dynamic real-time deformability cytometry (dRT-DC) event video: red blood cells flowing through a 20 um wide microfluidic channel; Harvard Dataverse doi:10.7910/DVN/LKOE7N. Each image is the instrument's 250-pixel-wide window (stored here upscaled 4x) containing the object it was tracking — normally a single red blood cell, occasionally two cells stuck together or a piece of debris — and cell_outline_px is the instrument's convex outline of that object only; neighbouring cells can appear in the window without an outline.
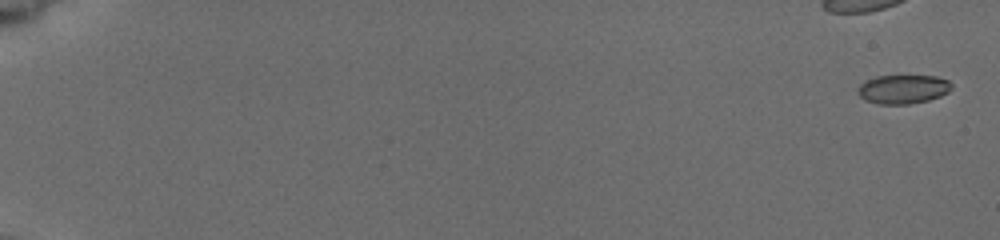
{"species": "common noctule bat (a hibernating species)", "species_latin": "Nyctalus noctula", "temperature_condition": "cold", "stored_images_in_passage": 8, "camera_frame_rate_fps": 3000, "um_per_image_px": 0.085, "animal": {"sex": "female", "body_mass_g": 19.5, "forearm_length_mm": 54.1}, "frame": {"image": 1, "passage_image": 1, "time_ms": 0.0, "image_size_px": [1000, 240], "cell_outline_px": [[952, 88], [948, 92], [940, 96], [928, 100], [908, 104], [880, 104], [864, 100], [860, 96], [856, 88], [860, 84], [876, 76], [936, 76], [948, 80], [952, 84]], "centroid_in_image_um": [76.76, 7.58], "position_along_channel_um": 8.2, "area_um2": 15.78}}